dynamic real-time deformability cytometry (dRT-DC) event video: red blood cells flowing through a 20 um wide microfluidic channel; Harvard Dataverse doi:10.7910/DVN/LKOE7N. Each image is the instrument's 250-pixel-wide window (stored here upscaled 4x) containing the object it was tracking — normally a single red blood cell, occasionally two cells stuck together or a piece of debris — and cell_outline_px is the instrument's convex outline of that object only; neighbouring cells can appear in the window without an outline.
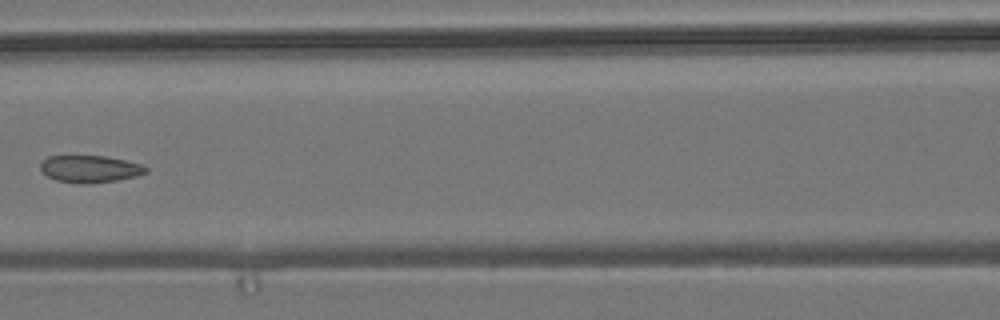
{"species": "common noctule bat (a hibernating species)", "species_latin": "Nyctalus noctula", "temperature_condition": "room temperature", "stored_images_in_passage": 6, "camera_frame_rate_fps": 3000, "um_per_image_px": 0.085, "animal": {"sex": "male", "body_mass_g": 19.2, "forearm_length_mm": 51.8}, "frame": {"image": 1, "passage_image": 5, "time_ms": 4.667, "image_size_px": [1000, 320], "cell_outline_px": [[148, 172], [136, 176], [116, 180], [84, 184], [80, 184], [56, 180], [40, 172], [40, 164], [48, 156], [104, 156], [124, 160], [140, 164], [148, 168]], "centroid_in_image_um": [7.62, 14.36], "position_along_channel_um": 159.0, "area_um2": 16.59}}
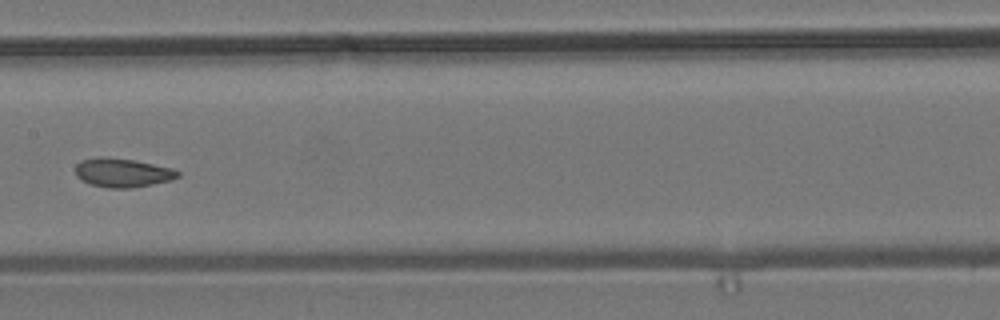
{"frame": {"image": 2, "passage_image": 6, "time_ms": 5.667, "image_size_px": [1000, 320], "cell_outline_px": [[180, 176], [172, 180], [132, 188], [108, 188], [92, 184], [76, 176], [76, 164], [80, 160], [96, 156], [104, 156], [132, 160], [172, 168], [180, 172]], "centroid_in_image_um": [10.41, 14.67], "position_along_channel_um": 197.0, "area_um2": 17.22}}